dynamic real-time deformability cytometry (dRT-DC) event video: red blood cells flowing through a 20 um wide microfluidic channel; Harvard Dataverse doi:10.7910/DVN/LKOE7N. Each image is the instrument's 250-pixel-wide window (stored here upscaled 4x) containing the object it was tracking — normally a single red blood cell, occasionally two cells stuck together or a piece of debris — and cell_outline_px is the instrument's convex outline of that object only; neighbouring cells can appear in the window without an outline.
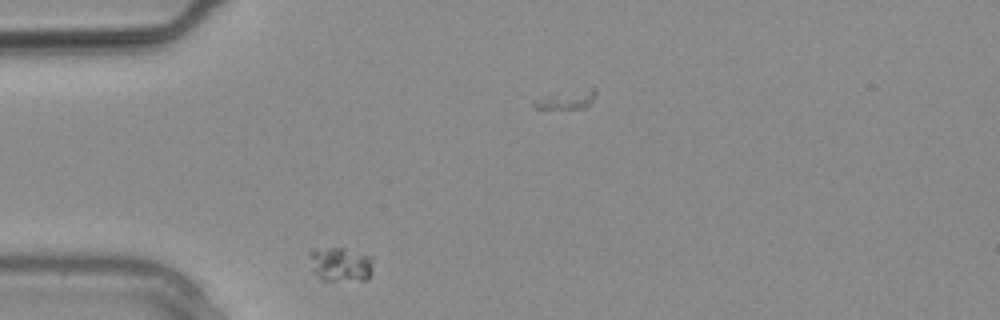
{"species": "common noctule bat (a hibernating species)", "species_latin": "Nyctalus noctula", "temperature_condition": "warm", "stored_images_in_passage": 20, "camera_frame_rate_fps": 3000, "um_per_image_px": 0.085, "animal": {"sex": "male", "body_mass_g": 20.4}, "frame": {"image": 1, "passage_image": 1, "time_ms": 0.0, "image_size_px": [1000, 320], "cell_outline_px": [[372, 272], [368, 280], [320, 280], [316, 272], [308, 252], [312, 248], [344, 248], [372, 256]], "centroid_in_image_um": [28.98, 22.46], "position_along_channel_um": 56.0, "area_um2": 12.66}}
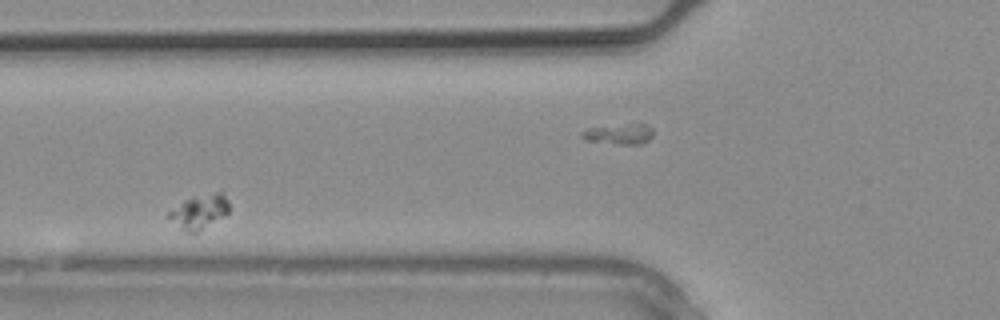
{"frame": {"image": 2, "passage_image": 4, "time_ms": 1.0, "image_size_px": [1000, 320], "cell_outline_px": [[228, 212], [224, 216], [196, 232], [184, 232], [168, 216], [168, 212], [184, 200], [196, 196], [216, 192], [224, 192], [228, 200]], "centroid_in_image_um": [16.96, 17.97], "position_along_channel_um": 108.8, "area_um2": 11.73}}